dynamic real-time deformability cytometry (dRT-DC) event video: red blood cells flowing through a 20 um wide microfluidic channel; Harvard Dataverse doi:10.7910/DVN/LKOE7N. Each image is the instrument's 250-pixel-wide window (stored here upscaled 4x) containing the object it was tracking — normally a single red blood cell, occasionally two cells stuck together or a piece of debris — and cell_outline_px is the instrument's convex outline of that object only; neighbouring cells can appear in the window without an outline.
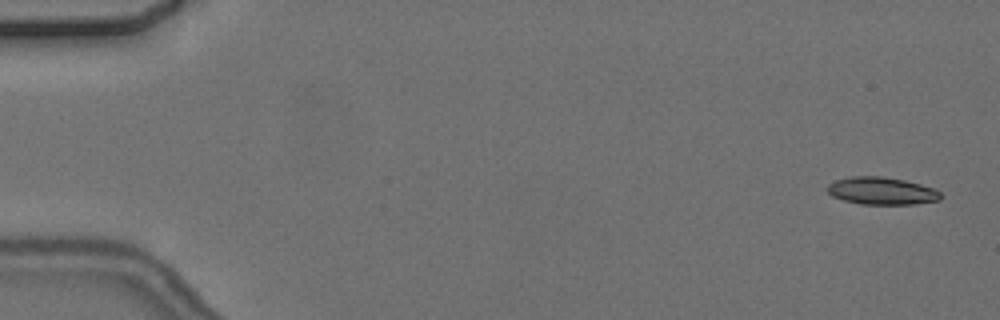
{"species": "common noctule bat (a hibernating species)", "species_latin": "Nyctalus noctula", "temperature_condition": "cold", "stored_images_in_passage": 5, "camera_frame_rate_fps": 3000, "um_per_image_px": 0.085, "animal": {"sex": "female", "body_mass_g": 24.6, "forearm_length_mm": 56.2}, "frame": {"image": 1, "passage_image": 1, "time_ms": 0.0, "image_size_px": [1000, 320], "cell_outline_px": [[944, 196], [940, 200], [916, 204], [860, 204], [844, 200], [832, 196], [828, 192], [828, 184], [836, 180], [852, 176], [884, 176], [904, 180], [936, 188]], "centroid_in_image_um": [74.99, 16.23], "position_along_channel_um": 10.0, "area_um2": 18.26}}
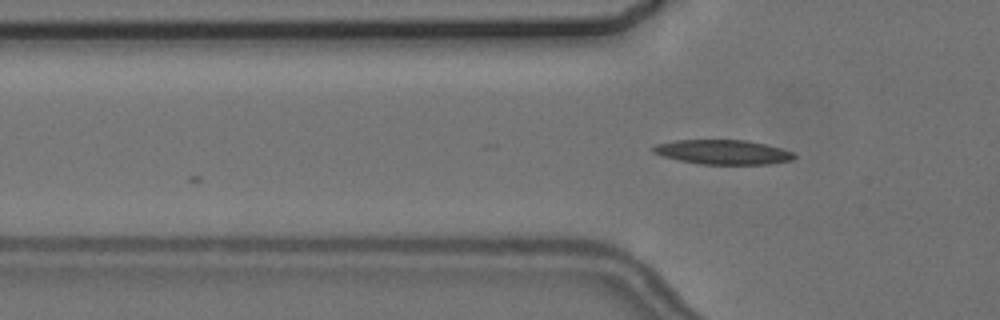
{"frame": {"image": 2, "passage_image": 5, "time_ms": 5.333, "image_size_px": [1000, 320], "cell_outline_px": [[796, 156], [792, 160], [768, 164], [700, 164], [680, 160], [664, 156], [652, 152], [652, 148], [656, 144], [676, 140], [748, 140], [796, 152]], "centroid_in_image_um": [61.48, 12.92], "position_along_channel_um": 64.3, "area_um2": 20.06}}